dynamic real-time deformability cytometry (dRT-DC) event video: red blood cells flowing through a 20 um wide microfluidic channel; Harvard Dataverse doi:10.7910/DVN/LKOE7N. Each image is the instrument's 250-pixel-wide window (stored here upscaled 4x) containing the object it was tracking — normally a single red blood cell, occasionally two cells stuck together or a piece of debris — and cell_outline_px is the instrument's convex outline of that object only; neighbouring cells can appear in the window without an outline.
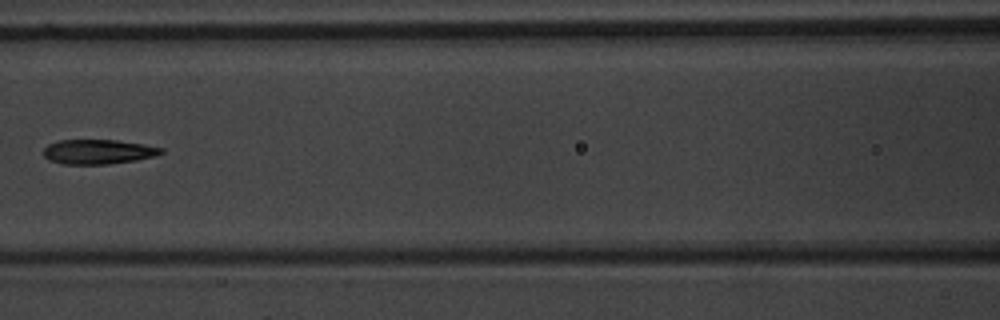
{"species": "common noctule bat (a hibernating species)", "species_latin": "Nyctalus noctula", "temperature_condition": "warm", "stored_images_in_passage": 5, "camera_frame_rate_fps": 3000, "um_per_image_px": 0.085, "animal": {"sex": "male", "body_mass_g": 20.1, "forearm_length_mm": 53.5}, "frame": {"image": 1, "passage_image": 4, "time_ms": 3.667, "image_size_px": [1000, 320], "cell_outline_px": [[164, 152], [156, 156], [136, 160], [108, 164], [64, 164], [48, 160], [44, 156], [44, 148], [48, 144], [56, 140], [116, 140], [144, 144], [164, 148]], "centroid_in_image_um": [8.35, 12.89], "position_along_channel_um": 158.2, "area_um2": 16.99}}
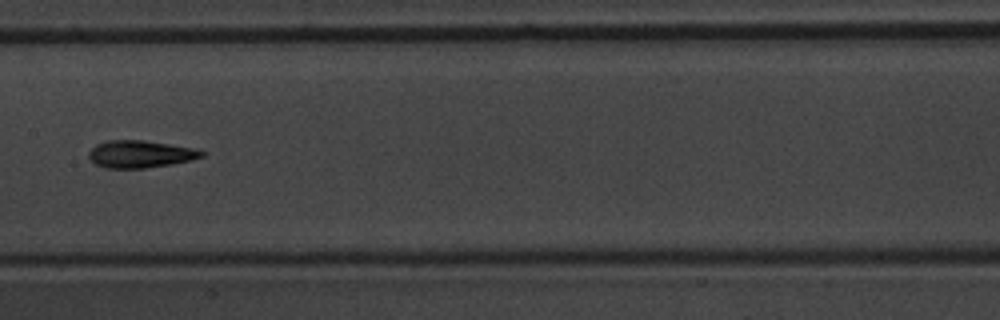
{"frame": {"image": 2, "passage_image": 5, "time_ms": 4.667, "image_size_px": [1000, 320], "cell_outline_px": [[204, 156], [192, 160], [172, 164], [144, 168], [104, 168], [96, 164], [88, 156], [88, 152], [96, 144], [108, 140], [144, 140], [192, 148], [204, 152]], "centroid_in_image_um": [11.9, 13.1], "position_along_channel_um": 195.5, "area_um2": 17.86}}